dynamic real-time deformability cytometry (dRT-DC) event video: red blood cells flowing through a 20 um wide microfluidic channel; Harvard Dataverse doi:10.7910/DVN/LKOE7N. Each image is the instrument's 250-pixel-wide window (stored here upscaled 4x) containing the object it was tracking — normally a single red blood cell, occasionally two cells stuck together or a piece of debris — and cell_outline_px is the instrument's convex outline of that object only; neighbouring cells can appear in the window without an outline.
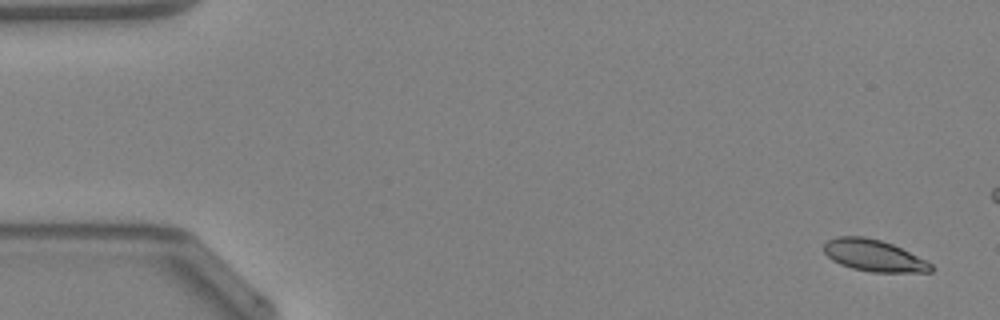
{"species": "Egyptian fruit bat (a non-hibernating species)", "species_latin": "Rousettus aegyptiacus", "temperature_condition": "warm", "stored_images_in_passage": 15, "camera_frame_rate_fps": 3000, "um_per_image_px": 0.085, "animal": {"sex": "female"}, "frame": {"image": 1, "passage_image": 3, "time_ms": 0.667, "image_size_px": [1000, 320], "cell_outline_px": [[936, 268], [932, 272], [872, 272], [852, 268], [840, 264], [832, 260], [824, 252], [824, 244], [828, 240], [836, 236], [864, 236], [880, 240], [892, 244], [932, 264]], "centroid_in_image_um": [74.26, 21.72], "position_along_channel_um": 10.7, "area_um2": 19.65}}